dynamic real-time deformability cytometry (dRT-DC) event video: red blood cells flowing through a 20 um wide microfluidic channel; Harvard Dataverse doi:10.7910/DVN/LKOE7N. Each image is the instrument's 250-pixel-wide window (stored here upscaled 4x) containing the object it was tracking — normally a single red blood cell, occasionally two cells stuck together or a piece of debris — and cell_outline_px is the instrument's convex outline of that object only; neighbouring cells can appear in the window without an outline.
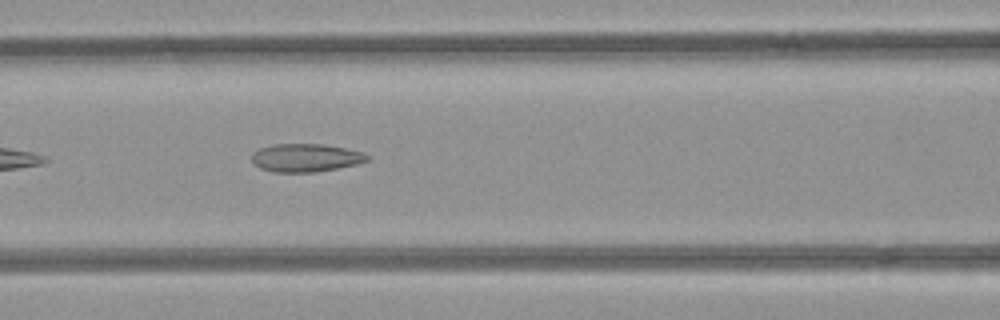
{"species": "common noctule bat (a hibernating species)", "species_latin": "Nyctalus noctula", "temperature_condition": "room temperature", "stored_images_in_passage": 34, "camera_frame_rate_fps": 3000, "um_per_image_px": 0.085, "animal": {"sex": "female", "body_mass_g": 21.9}, "frame": {"image": 1, "passage_image": 8, "time_ms": 2.333, "image_size_px": [1000, 320], "cell_outline_px": [[368, 160], [356, 164], [316, 172], [272, 172], [260, 168], [252, 164], [252, 152], [260, 148], [272, 144], [324, 144], [364, 152], [368, 156]], "centroid_in_image_um": [25.93, 13.41], "position_along_channel_um": 140.7, "area_um2": 18.96}}
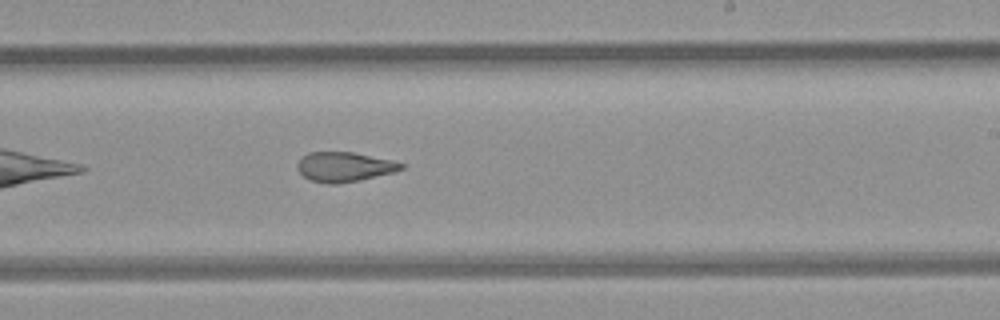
{"frame": {"image": 2, "passage_image": 17, "time_ms": 5.333, "image_size_px": [1000, 320], "cell_outline_px": [[408, 164], [404, 168], [396, 172], [360, 180], [336, 184], [328, 184], [312, 180], [304, 176], [296, 168], [296, 164], [308, 152], [352, 152], [392, 160]], "centroid_in_image_um": [29.32, 14.18], "position_along_channel_um": 259.7, "area_um2": 18.03}}
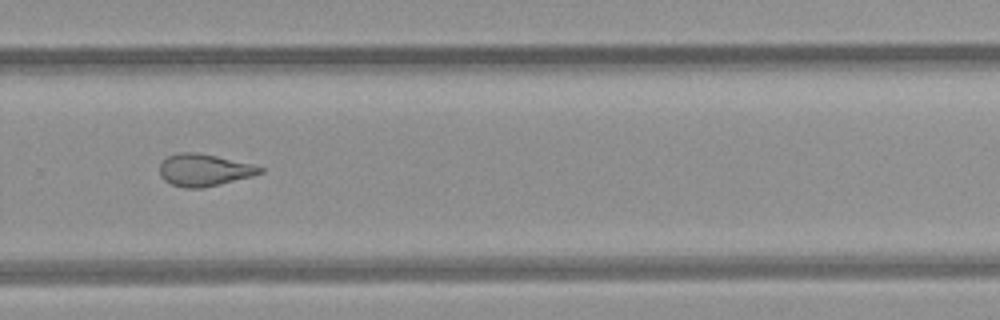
{"frame": {"image": 3, "passage_image": 21, "time_ms": 6.667, "image_size_px": [1000, 320], "cell_outline_px": [[264, 172], [252, 176], [204, 188], [184, 188], [172, 184], [164, 180], [160, 176], [160, 164], [168, 156], [176, 152], [196, 152], [216, 156], [252, 164], [264, 168]], "centroid_in_image_um": [17.34, 14.45], "position_along_channel_um": 312.5, "area_um2": 18.79}, "authors_computed_cell_mechanics": {"area_um2": 18.785, "velocity_mm_per_s": 3.9776, "shape_relaxation_time_tau1_ms": null, "shape_relaxation_time_tau2_ms": 2.6534, "deformation_change_tau1": null, "deformation_change_tau2": 0.1187}}